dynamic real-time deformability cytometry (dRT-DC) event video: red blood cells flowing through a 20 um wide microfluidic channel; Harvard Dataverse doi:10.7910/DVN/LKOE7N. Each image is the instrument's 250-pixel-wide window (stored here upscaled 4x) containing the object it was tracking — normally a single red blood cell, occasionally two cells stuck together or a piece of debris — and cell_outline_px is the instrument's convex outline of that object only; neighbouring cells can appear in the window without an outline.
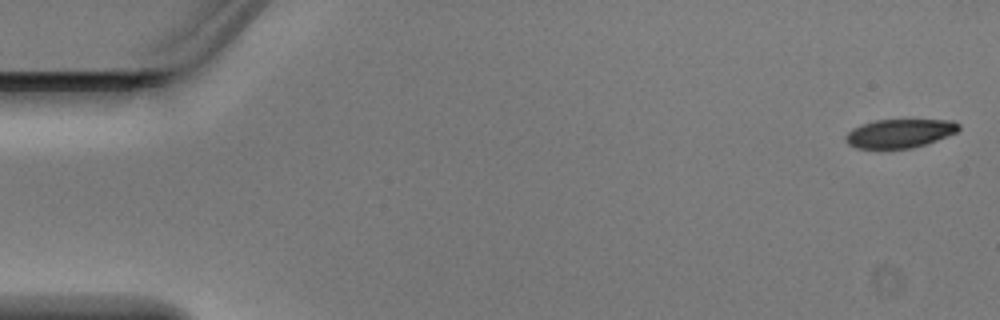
{"species": "Egyptian fruit bat (a non-hibernating species)", "species_latin": "Rousettus aegyptiacus", "temperature_condition": "warm", "stored_images_in_passage": 4, "camera_frame_rate_fps": 3000, "um_per_image_px": 0.085, "animal": {"sex": "male"}, "frame": {"image": 1, "passage_image": 1, "time_ms": 0.0, "image_size_px": [1000, 320], "cell_outline_px": [[960, 128], [956, 132], [948, 136], [928, 144], [912, 148], [856, 148], [848, 144], [844, 140], [844, 136], [852, 128], [876, 120], [952, 120], [960, 124]], "centroid_in_image_um": [76.48, 11.34], "position_along_channel_um": 8.5, "area_um2": 18.96}}
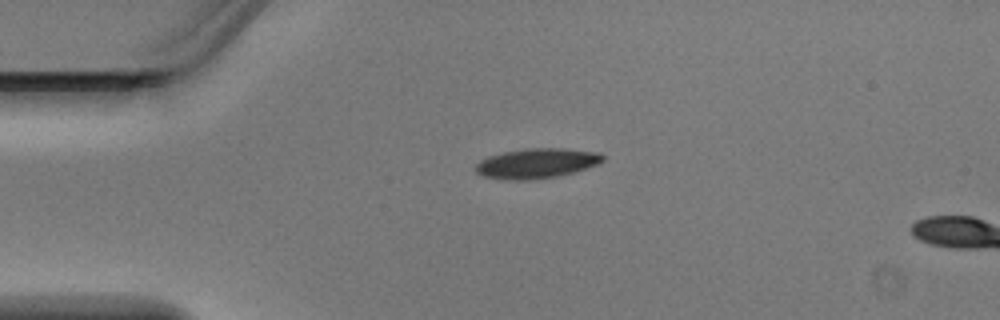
{"frame": {"image": 2, "passage_image": 3, "time_ms": 0.667, "image_size_px": [1000, 320], "cell_outline_px": [[604, 160], [600, 164], [560, 176], [532, 180], [500, 180], [484, 176], [476, 172], [476, 164], [480, 160], [488, 156], [504, 152], [528, 148], [564, 148], [600, 152], [604, 156]], "centroid_in_image_um": [45.64, 13.89], "position_along_channel_um": 39.4, "area_um2": 22.48}}